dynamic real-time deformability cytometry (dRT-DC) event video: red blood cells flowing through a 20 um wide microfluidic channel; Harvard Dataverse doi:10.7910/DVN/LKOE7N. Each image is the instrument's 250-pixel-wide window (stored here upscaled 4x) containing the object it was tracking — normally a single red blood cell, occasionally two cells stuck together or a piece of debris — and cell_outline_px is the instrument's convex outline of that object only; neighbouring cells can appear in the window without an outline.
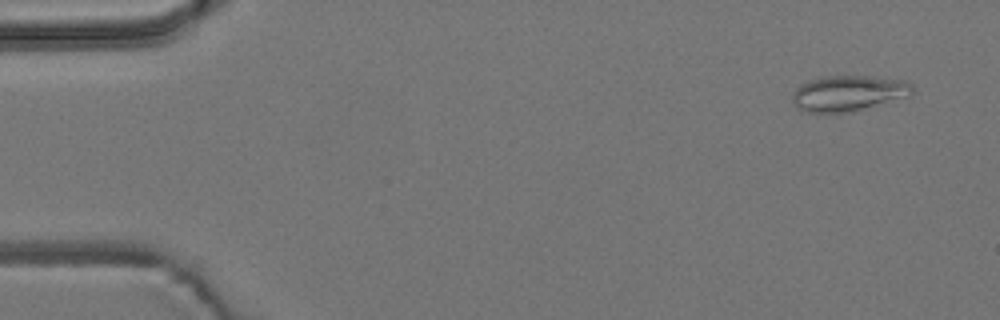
{"species": "common noctule bat (a hibernating species)", "species_latin": "Nyctalus noctula", "temperature_condition": "room temperature", "stored_images_in_passage": 6, "camera_frame_rate_fps": 3000, "um_per_image_px": 0.085, "animal": {"sex": "male", "body_mass_g": 19.2, "forearm_length_mm": 51.8}, "frame": {"image": 1, "passage_image": 1, "time_ms": 0.0, "image_size_px": [1000, 320], "cell_outline_px": [[912, 96], [848, 112], [808, 112], [800, 108], [792, 100], [792, 92], [800, 84], [812, 80], [828, 76], [872, 76], [904, 80], [912, 84]], "centroid_in_image_um": [72.15, 7.91], "position_along_channel_um": 12.8, "area_um2": 24.68}}
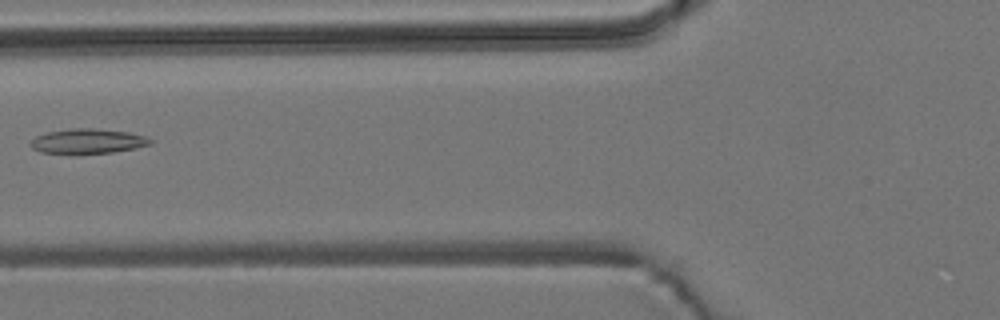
{"frame": {"image": 2, "passage_image": 6, "time_ms": 1.667, "image_size_px": [1000, 320], "cell_outline_px": [[152, 144], [136, 148], [112, 152], [40, 152], [32, 148], [28, 144], [36, 136], [48, 132], [72, 128], [92, 128], [128, 132], [144, 136], [152, 140]], "centroid_in_image_um": [7.47, 11.98], "position_along_channel_um": 118.3, "area_um2": 16.82}}